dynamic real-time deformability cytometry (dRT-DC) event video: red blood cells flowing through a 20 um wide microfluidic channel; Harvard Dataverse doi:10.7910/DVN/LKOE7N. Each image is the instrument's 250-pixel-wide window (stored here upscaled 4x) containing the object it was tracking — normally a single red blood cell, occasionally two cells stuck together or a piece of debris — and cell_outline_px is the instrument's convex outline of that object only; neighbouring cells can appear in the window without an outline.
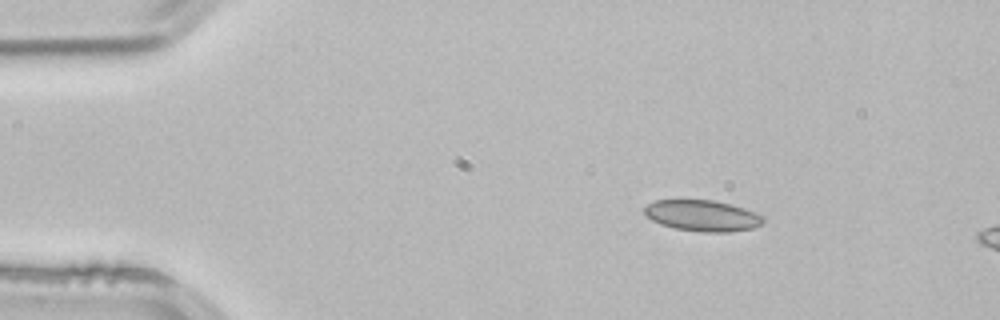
{"species": "common noctule bat (a hibernating species)", "species_latin": "Nyctalus noctula", "temperature_condition": "room temperature", "stored_images_in_passage": 4, "camera_frame_rate_fps": 3000, "um_per_image_px": 0.085, "animal": {"sex": "male", "body_mass_g": 21.5, "forearm_length_mm": 52.0}, "frame": {"image": 1, "passage_image": 2, "time_ms": 0.333, "image_size_px": [1000, 320], "cell_outline_px": [[768, 220], [764, 224], [752, 228], [728, 232], [700, 232], [676, 228], [660, 224], [644, 216], [644, 208], [648, 204], [656, 200], [712, 200], [744, 208], [764, 216]], "centroid_in_image_um": [59.73, 18.34], "position_along_channel_um": 25.3, "area_um2": 21.62}}